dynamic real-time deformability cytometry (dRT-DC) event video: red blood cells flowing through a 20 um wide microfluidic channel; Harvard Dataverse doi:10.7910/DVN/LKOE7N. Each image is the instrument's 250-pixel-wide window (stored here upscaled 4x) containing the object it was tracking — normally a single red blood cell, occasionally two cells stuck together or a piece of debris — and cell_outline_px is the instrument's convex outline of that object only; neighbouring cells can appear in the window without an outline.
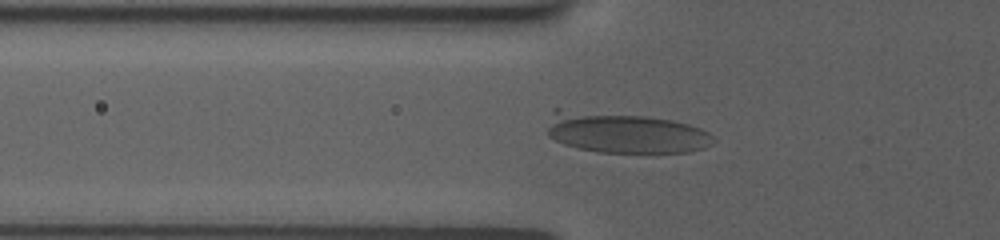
{"species": "human", "species_latin": "Homo sapiens", "temperature_condition": "room temperature", "stored_images_in_passage": 40, "camera_frame_rate_fps": 3000, "um_per_image_px": 0.085, "donor": {"sex": "female"}, "frame": {"image": 1, "passage_image": 2, "time_ms": 0.333, "image_size_px": [1000, 240], "cell_outline_px": [[712, 136], [704, 148], [688, 152], [596, 152], [576, 148], [564, 144], [548, 136], [548, 128], [552, 108], [560, 108], [644, 116], [672, 120], [688, 124], [708, 132]], "centroid_in_image_um": [53.0, 11.26], "position_along_channel_um": 72.8, "area_um2": 39.13}}
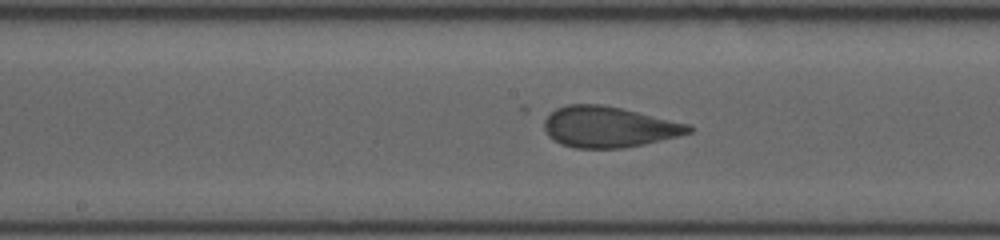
{"frame": {"image": 2, "passage_image": 18, "time_ms": 3.667, "image_size_px": [1000, 240], "cell_outline_px": [[692, 132], [644, 144], [620, 148], [572, 148], [560, 144], [552, 140], [548, 136], [544, 128], [544, 116], [556, 108], [568, 104], [600, 104], [620, 108], [688, 124], [692, 128]], "centroid_in_image_um": [51.65, 10.79], "position_along_channel_um": 196.6, "area_um2": 34.28}}
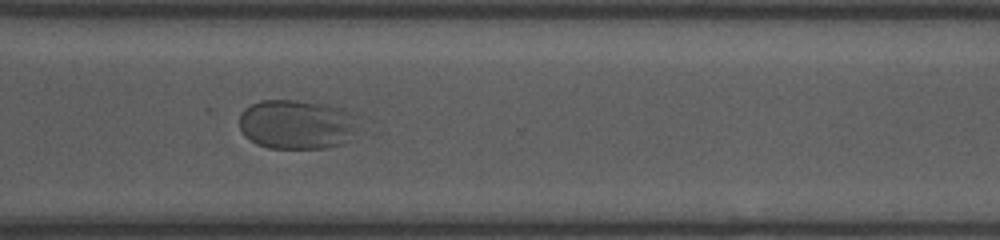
{"frame": {"image": 3, "passage_image": 39, "time_ms": 7.667, "image_size_px": [1000, 240], "cell_outline_px": [[352, 128], [344, 144], [324, 148], [268, 148], [256, 144], [244, 136], [240, 128], [240, 112], [244, 108], [260, 100], [296, 100], [344, 108]], "centroid_in_image_um": [25.04, 10.58], "position_along_channel_um": 345.6, "area_um2": 33.35}}